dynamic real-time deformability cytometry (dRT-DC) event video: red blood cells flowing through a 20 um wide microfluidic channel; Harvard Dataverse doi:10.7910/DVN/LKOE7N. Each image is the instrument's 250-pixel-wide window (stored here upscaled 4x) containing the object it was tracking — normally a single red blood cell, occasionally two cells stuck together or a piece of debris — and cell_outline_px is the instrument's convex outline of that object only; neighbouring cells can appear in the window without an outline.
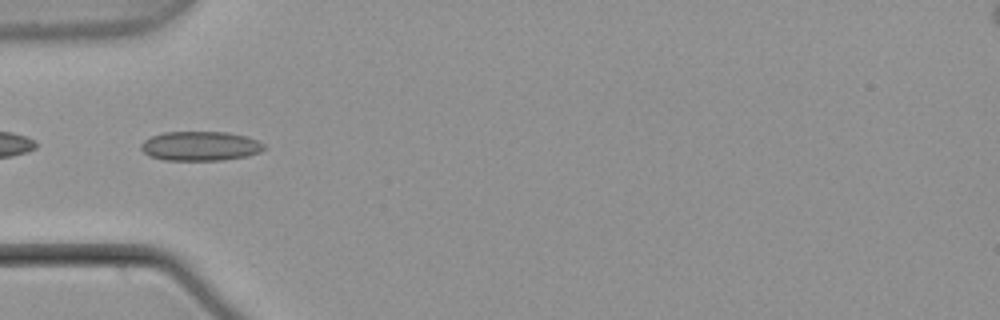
{"species": "common noctule bat (a hibernating species)", "species_latin": "Nyctalus noctula", "temperature_condition": "warm", "stored_images_in_passage": 3, "camera_frame_rate_fps": 3000, "um_per_image_px": 0.085, "animal": {"sex": "male", "body_mass_g": 21.5, "forearm_length_mm": 52.0}, "frame": {"image": 1, "passage_image": 1, "time_ms": 0.0, "image_size_px": [1000, 320], "cell_outline_px": [[268, 148], [260, 152], [248, 156], [220, 160], [164, 160], [148, 156], [140, 148], [140, 144], [144, 140], [152, 136], [164, 132], [228, 132], [244, 136], [256, 140], [264, 144]], "centroid_in_image_um": [17.02, 12.42], "position_along_channel_um": 68.0, "area_um2": 21.15}}